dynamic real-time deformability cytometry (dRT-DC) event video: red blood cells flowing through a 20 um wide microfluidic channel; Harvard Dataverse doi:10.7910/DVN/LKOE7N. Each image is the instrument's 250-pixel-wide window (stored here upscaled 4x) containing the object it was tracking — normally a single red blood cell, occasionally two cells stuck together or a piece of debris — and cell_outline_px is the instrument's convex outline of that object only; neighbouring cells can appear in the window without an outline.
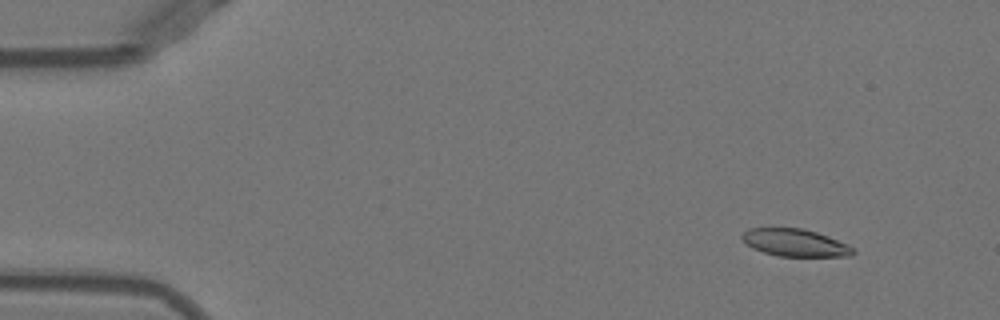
{"species": "Egyptian fruit bat (a non-hibernating species)", "species_latin": "Rousettus aegyptiacus", "temperature_condition": "warm", "stored_images_in_passage": 48, "camera_frame_rate_fps": 3000, "um_per_image_px": 0.085, "animal": {"sex": "female"}, "frame": {"image": 1, "passage_image": 2, "time_ms": 0.333, "image_size_px": [1000, 320], "cell_outline_px": [[856, 252], [852, 256], [776, 256], [752, 248], [740, 236], [748, 228], [804, 228], [828, 236], [848, 244]], "centroid_in_image_um": [67.59, 20.63], "position_along_channel_um": 17.4, "area_um2": 17.69}}
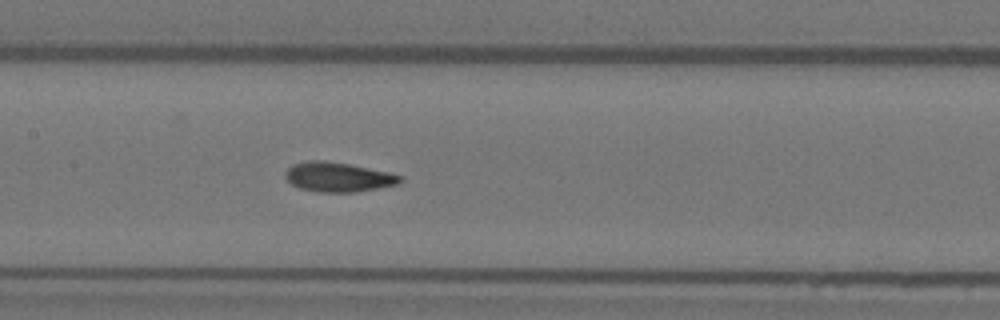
{"frame": {"image": 2, "passage_image": 22, "time_ms": 7.0, "image_size_px": [1000, 320], "cell_outline_px": [[404, 180], [400, 184], [380, 188], [356, 192], [316, 192], [300, 188], [292, 184], [284, 176], [284, 172], [292, 164], [308, 160], [324, 160], [348, 164], [392, 172], [404, 176]], "centroid_in_image_um": [28.8, 15.05], "position_along_channel_um": 178.6, "area_um2": 20.17}}
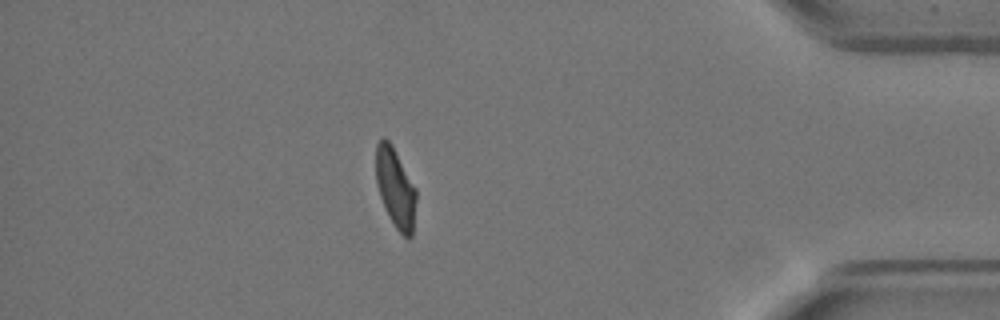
{"frame": {"image": 3, "passage_image": 42, "time_ms": 13.667, "image_size_px": [1000, 320], "cell_outline_px": [[416, 200], [412, 236], [408, 240], [396, 228], [380, 196], [376, 184], [376, 144], [384, 136], [392, 144], [416, 188]], "centroid_in_image_um": [33.62, 15.94], "position_along_channel_um": 401.6, "area_um2": 18.5}, "authors_computed_cell_mechanics": {"area_um2": 19.1896, "velocity_mm_per_s": 3.9472, "shape_relaxation_time_tau1_ms": null, "shape_relaxation_time_tau2_ms": 1.4721, "deformation_change_tau1": null, "deformation_change_tau2": 0.0747}}